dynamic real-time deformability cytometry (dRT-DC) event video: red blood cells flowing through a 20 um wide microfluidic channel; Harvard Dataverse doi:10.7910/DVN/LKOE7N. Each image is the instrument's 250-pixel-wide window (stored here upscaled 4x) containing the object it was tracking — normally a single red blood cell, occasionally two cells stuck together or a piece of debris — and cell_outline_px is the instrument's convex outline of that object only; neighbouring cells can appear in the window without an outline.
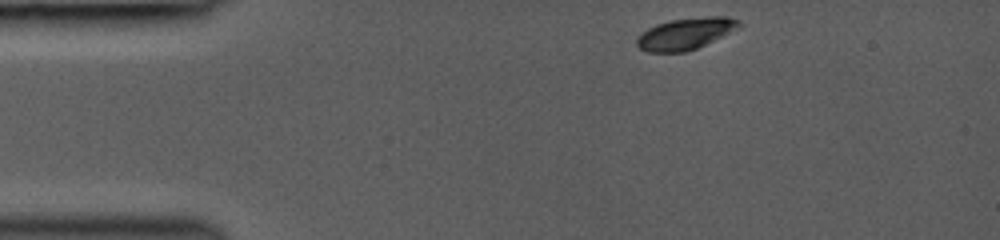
{"species": "common noctule bat (a hibernating species)", "species_latin": "Nyctalus noctula", "temperature_condition": "room temperature", "stored_images_in_passage": 37, "camera_frame_rate_fps": 3000, "um_per_image_px": 0.085, "animal": {"sex": "female", "body_mass_g": 19.0, "forearm_length_mm": 53.3}, "frame": {"image": 1, "passage_image": 1, "time_ms": 0.0, "image_size_px": [1000, 240], "cell_outline_px": [[744, 24], [696, 48], [684, 52], [648, 52], [640, 48], [636, 44], [636, 40], [640, 32], [656, 24], [672, 20], [708, 16], [728, 16], [740, 20]], "centroid_in_image_um": [58.23, 2.85], "position_along_channel_um": 26.8, "area_um2": 18.55}}
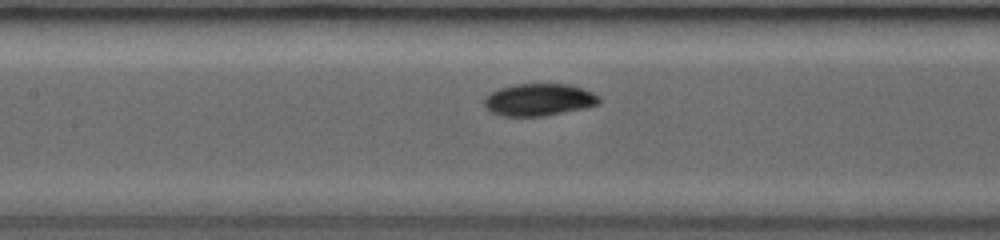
{"frame": {"image": 2, "passage_image": 15, "time_ms": 4.667, "image_size_px": [1000, 240], "cell_outline_px": [[600, 104], [584, 108], [544, 116], [500, 116], [492, 112], [484, 104], [484, 96], [488, 92], [500, 88], [516, 84], [568, 84], [592, 92], [600, 96]], "centroid_in_image_um": [45.79, 8.48], "position_along_channel_um": 161.6, "area_um2": 21.62}}
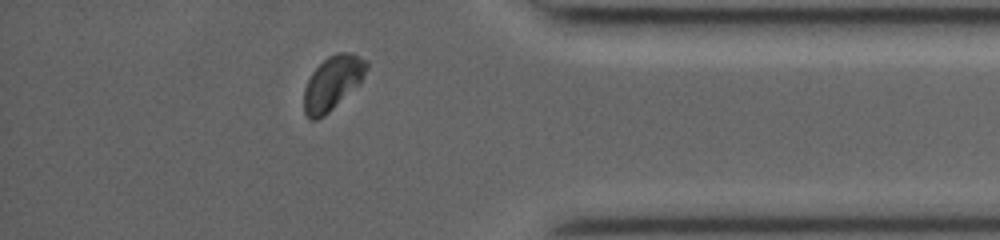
{"frame": {"image": 3, "passage_image": 33, "time_ms": 10.667, "image_size_px": [1000, 240], "cell_outline_px": [[368, 68], [360, 84], [324, 116], [316, 120], [312, 120], [304, 112], [304, 88], [312, 72], [328, 56], [336, 52], [352, 52], [368, 60]], "centroid_in_image_um": [28.3, 7.02], "position_along_channel_um": 406.9, "area_um2": 19.77}, "authors_computed_cell_mechanics": {"area_um2": 20.4612, "velocity_mm_per_s": 4.2656, "shape_relaxation_time_tau1_ms": 2.9268, "shape_relaxation_time_tau2_ms": null, "deformation_change_tau1": 0.0935, "deformation_change_tau2": null}}